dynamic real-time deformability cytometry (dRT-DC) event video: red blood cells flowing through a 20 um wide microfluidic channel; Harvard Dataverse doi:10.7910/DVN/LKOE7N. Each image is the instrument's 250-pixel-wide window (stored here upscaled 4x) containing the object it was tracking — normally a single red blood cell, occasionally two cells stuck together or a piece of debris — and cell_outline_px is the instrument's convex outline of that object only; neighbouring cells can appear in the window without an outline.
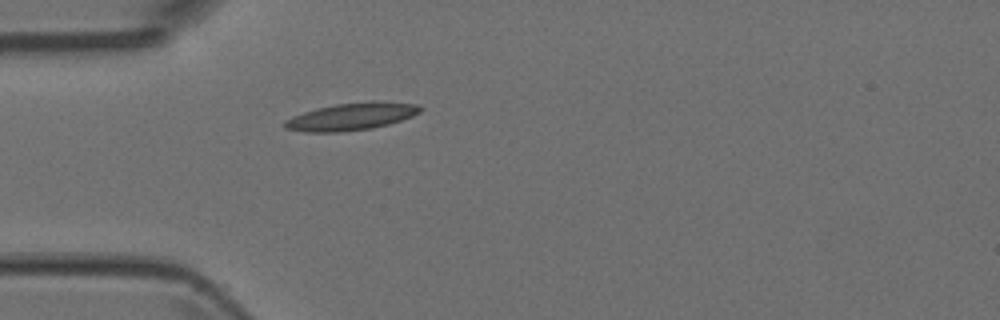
{"species": "Egyptian fruit bat (a non-hibernating species)", "species_latin": "Rousettus aegyptiacus", "temperature_condition": "room temperature", "stored_images_in_passage": 5, "camera_frame_rate_fps": 3000, "um_per_image_px": 0.085, "animal": {"sex": "female"}, "frame": {"image": 1, "passage_image": 5, "time_ms": 1.333, "image_size_px": [1000, 320], "cell_outline_px": [[424, 108], [420, 112], [412, 116], [388, 124], [372, 128], [336, 132], [304, 132], [284, 128], [284, 120], [292, 116], [316, 108], [336, 104], [372, 100], [376, 100], [420, 104]], "centroid_in_image_um": [29.89, 9.88], "position_along_channel_um": 55.1, "area_um2": 21.79}}